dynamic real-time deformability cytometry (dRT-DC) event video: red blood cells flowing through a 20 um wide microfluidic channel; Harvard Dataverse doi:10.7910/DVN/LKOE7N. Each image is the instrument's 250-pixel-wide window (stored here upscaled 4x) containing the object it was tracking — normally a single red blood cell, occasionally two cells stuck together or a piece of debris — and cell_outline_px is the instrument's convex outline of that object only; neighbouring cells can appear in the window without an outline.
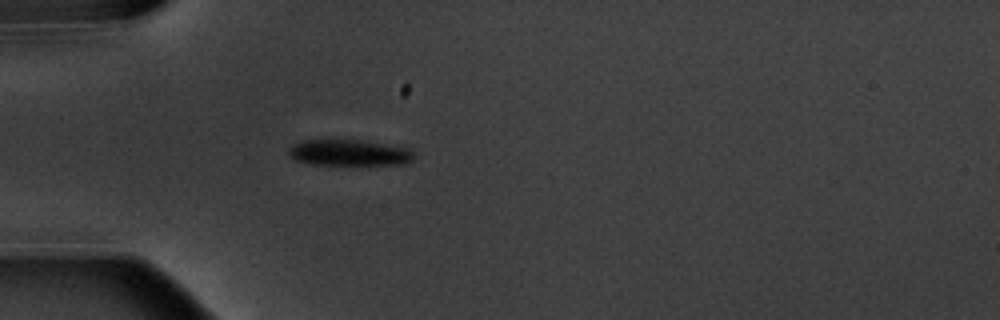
{"species": "common noctule bat (a hibernating species)", "species_latin": "Nyctalus noctula", "temperature_condition": "warm", "stored_images_in_passage": 5, "camera_frame_rate_fps": 3000, "um_per_image_px": 0.085, "animal": {"sex": "male", "body_mass_g": 20.1, "forearm_length_mm": 53.5}, "frame": {"image": 1, "passage_image": 5, "time_ms": 4.667, "image_size_px": [1000, 320], "cell_outline_px": [[416, 156], [412, 160], [404, 164], [312, 164], [292, 160], [288, 152], [288, 148], [292, 144], [300, 140], [360, 140], [404, 144], [412, 148]], "centroid_in_image_um": [29.77, 12.95], "position_along_channel_um": 55.2, "area_um2": 19.77}}